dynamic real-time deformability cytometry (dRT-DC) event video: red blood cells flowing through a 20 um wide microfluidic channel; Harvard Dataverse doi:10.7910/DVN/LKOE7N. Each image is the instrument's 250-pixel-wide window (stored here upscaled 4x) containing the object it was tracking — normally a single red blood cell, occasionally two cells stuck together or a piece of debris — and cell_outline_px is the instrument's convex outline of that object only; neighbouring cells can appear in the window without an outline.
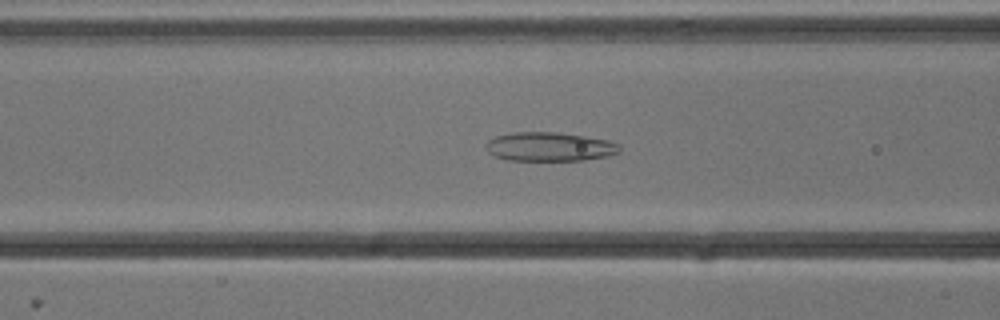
{"species": "common noctule bat (a hibernating species)", "species_latin": "Nyctalus noctula", "temperature_condition": "cold", "stored_images_in_passage": 53, "camera_frame_rate_fps": 3000, "um_per_image_px": 0.085, "animal": {"sex": "male", "body_mass_g": 13.3}, "frame": {"image": 1, "passage_image": 21, "time_ms": 6.667, "image_size_px": [1000, 320], "cell_outline_px": [[620, 152], [608, 156], [584, 160], [508, 160], [496, 156], [488, 152], [484, 144], [488, 140], [496, 136], [512, 132], [556, 132], [584, 136], [608, 140], [620, 144]], "centroid_in_image_um": [46.71, 12.47], "position_along_channel_um": 119.9, "area_um2": 22.6}}
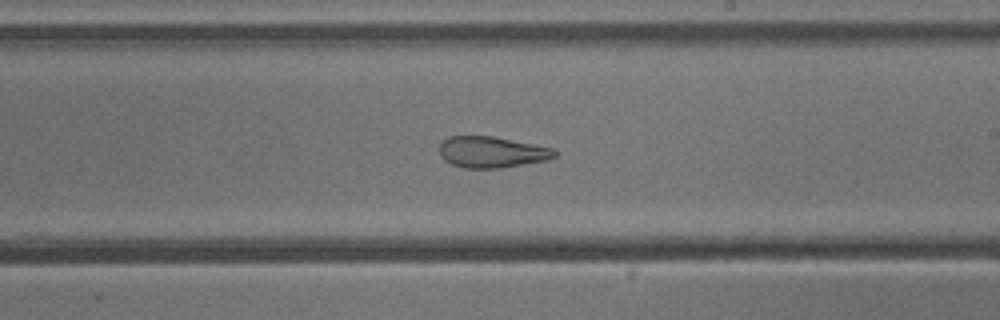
{"frame": {"image": 2, "passage_image": 31, "time_ms": 10.0, "image_size_px": [1000, 320], "cell_outline_px": [[556, 156], [548, 160], [500, 168], [464, 168], [452, 164], [444, 160], [440, 156], [440, 144], [448, 136], [492, 136], [552, 148], [556, 152]], "centroid_in_image_um": [41.77, 12.93], "position_along_channel_um": 247.2, "area_um2": 20.81}}
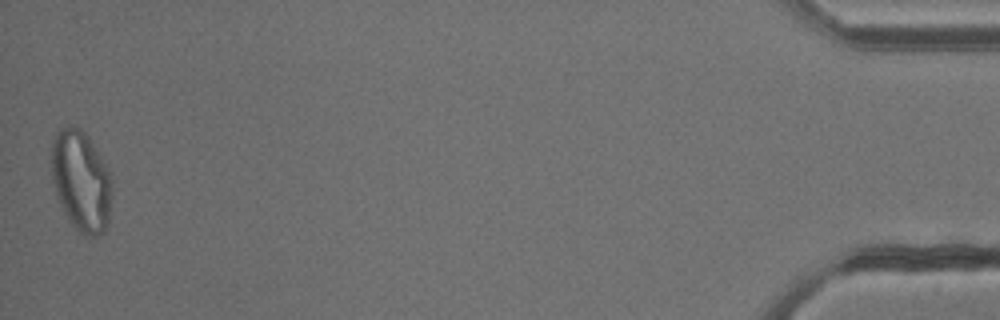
{"frame": {"image": 3, "passage_image": 53, "time_ms": 17.333, "image_size_px": [1000, 320], "cell_outline_px": [[112, 196], [108, 220], [104, 232], [96, 236], [84, 236], [68, 220], [60, 204], [52, 180], [52, 140], [56, 132], [60, 128], [68, 124], [80, 128], [88, 136], [100, 156], [112, 180]], "centroid_in_image_um": [6.89, 15.38], "position_along_channel_um": 428.3, "area_um2": 35.49}, "authors_computed_cell_mechanics": {"area_um2": 29.1312, "velocity_mm_per_s": 3.8176, "shape_relaxation_time_tau1_ms": null, "shape_relaxation_time_tau2_ms": 2.2144, "deformation_change_tau1": null, "deformation_change_tau2": 0.1087}}